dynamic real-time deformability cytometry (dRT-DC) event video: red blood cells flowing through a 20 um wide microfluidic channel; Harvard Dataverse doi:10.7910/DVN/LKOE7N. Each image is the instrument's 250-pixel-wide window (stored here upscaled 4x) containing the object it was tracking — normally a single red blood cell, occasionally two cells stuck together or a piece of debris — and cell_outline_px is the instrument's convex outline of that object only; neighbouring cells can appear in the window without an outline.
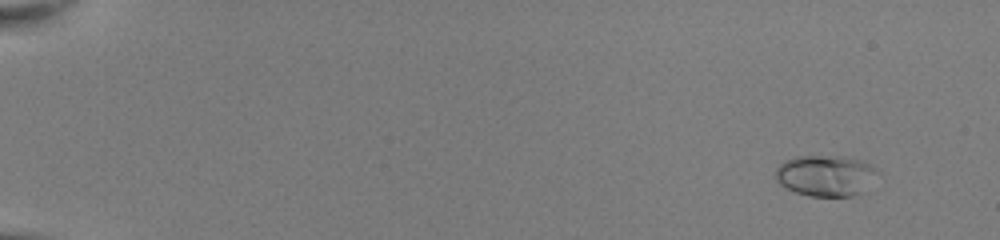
{"species": "common noctule bat (a hibernating species)", "species_latin": "Nyctalus noctula", "temperature_condition": "room temperature", "stored_images_in_passage": 49, "camera_frame_rate_fps": 3000, "um_per_image_px": 0.085, "animal": {"sex": "female", "body_mass_g": 22.0, "forearm_length_mm": 56.7}, "frame": {"image": 1, "passage_image": 1, "time_ms": 0.0, "image_size_px": [1000, 240], "cell_outline_px": [[876, 172], [860, 192], [852, 196], [808, 196], [784, 188], [776, 180], [776, 168], [784, 160], [796, 156], [844, 156], [860, 160], [872, 164], [876, 168]], "centroid_in_image_um": [70.1, 14.91], "position_along_channel_um": 14.9, "area_um2": 24.1}}
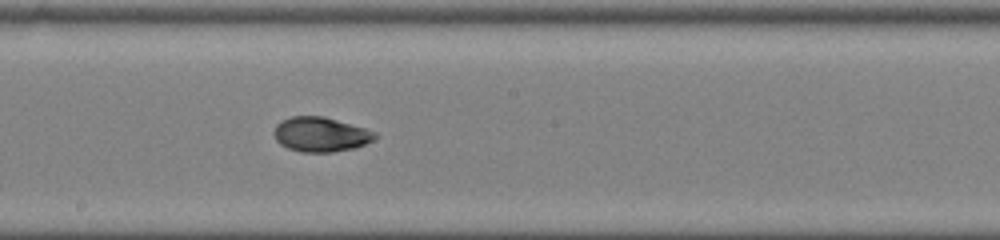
{"frame": {"image": 2, "passage_image": 28, "time_ms": 9.0, "image_size_px": [1000, 240], "cell_outline_px": [[376, 136], [372, 140], [356, 148], [332, 152], [300, 152], [288, 148], [280, 144], [276, 140], [272, 132], [276, 124], [280, 120], [292, 116], [324, 116], [364, 128], [376, 132]], "centroid_in_image_um": [27.2, 11.42], "position_along_channel_um": 221.0, "area_um2": 20.46}}
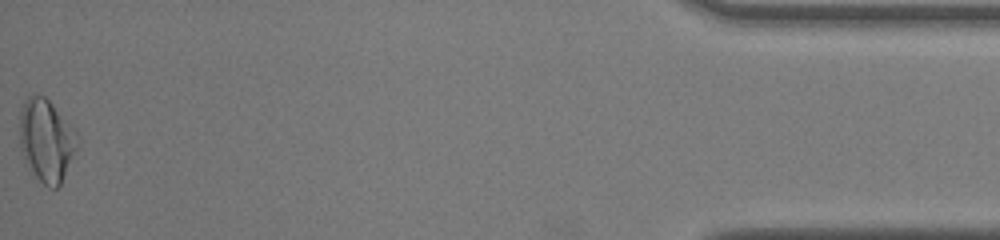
{"frame": {"image": 3, "passage_image": 49, "time_ms": 16.0, "image_size_px": [1000, 240], "cell_outline_px": [[76, 152], [60, 184], [56, 188], [52, 188], [44, 184], [32, 172], [20, 148], [20, 112], [24, 100], [28, 96], [44, 96], [52, 104], [76, 132]], "centroid_in_image_um": [3.93, 11.93], "position_along_channel_um": 431.3, "area_um2": 27.05}, "authors_computed_cell_mechanics": {"area_um2": 20.3456, "velocity_mm_per_s": 4.0586, "shape_relaxation_time_tau1_ms": 7.2188, "shape_relaxation_time_tau2_ms": 1.858, "deformation_change_tau1": 0.2171, "deformation_change_tau2": 0.0373}}